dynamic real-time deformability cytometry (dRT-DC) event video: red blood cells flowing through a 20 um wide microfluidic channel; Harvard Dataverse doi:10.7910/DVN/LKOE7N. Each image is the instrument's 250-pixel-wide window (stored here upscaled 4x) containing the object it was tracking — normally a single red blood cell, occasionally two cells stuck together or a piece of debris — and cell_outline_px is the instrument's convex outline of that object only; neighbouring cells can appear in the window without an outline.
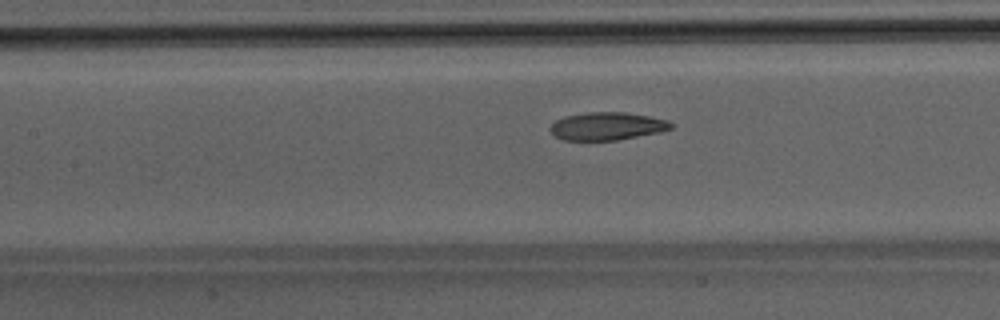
{"species": "Egyptian fruit bat (a non-hibernating species)", "species_latin": "Rousettus aegyptiacus", "temperature_condition": "room temperature", "stored_images_in_passage": 45, "camera_frame_rate_fps": 3000, "um_per_image_px": 0.085, "animal": {"sex": "male"}, "frame": {"image": 1, "passage_image": 19, "time_ms": 6.0, "image_size_px": [1000, 320], "cell_outline_px": [[676, 124], [672, 128], [660, 132], [616, 140], [564, 140], [556, 136], [548, 128], [556, 120], [564, 116], [588, 112], [624, 112], [648, 116], [668, 120]], "centroid_in_image_um": [51.62, 10.72], "position_along_channel_um": 155.8, "area_um2": 19.59}}
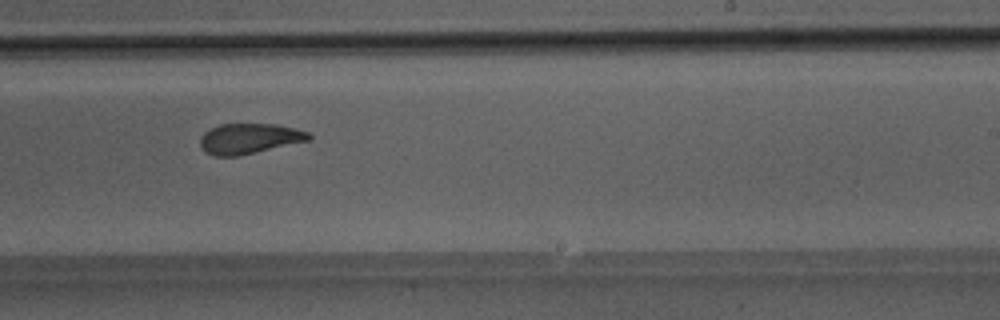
{"frame": {"image": 2, "passage_image": 27, "time_ms": 8.667, "image_size_px": [1000, 320], "cell_outline_px": [[312, 140], [240, 156], [212, 156], [204, 152], [200, 148], [200, 136], [204, 132], [220, 124], [272, 124], [296, 128], [308, 132], [312, 136]], "centroid_in_image_um": [21.19, 11.8], "position_along_channel_um": 267.8, "area_um2": 19.54}}
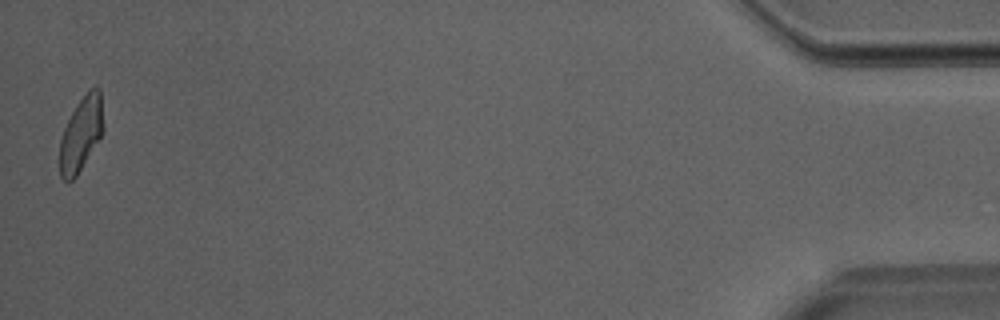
{"frame": {"image": 3, "passage_image": 45, "time_ms": 14.667, "image_size_px": [1000, 320], "cell_outline_px": [[104, 128], [100, 136], [76, 176], [72, 180], [64, 180], [60, 176], [60, 140], [64, 128], [76, 104], [88, 88], [96, 84], [100, 88]], "centroid_in_image_um": [6.9, 11.3], "position_along_channel_um": 428.3, "area_um2": 18.73}}